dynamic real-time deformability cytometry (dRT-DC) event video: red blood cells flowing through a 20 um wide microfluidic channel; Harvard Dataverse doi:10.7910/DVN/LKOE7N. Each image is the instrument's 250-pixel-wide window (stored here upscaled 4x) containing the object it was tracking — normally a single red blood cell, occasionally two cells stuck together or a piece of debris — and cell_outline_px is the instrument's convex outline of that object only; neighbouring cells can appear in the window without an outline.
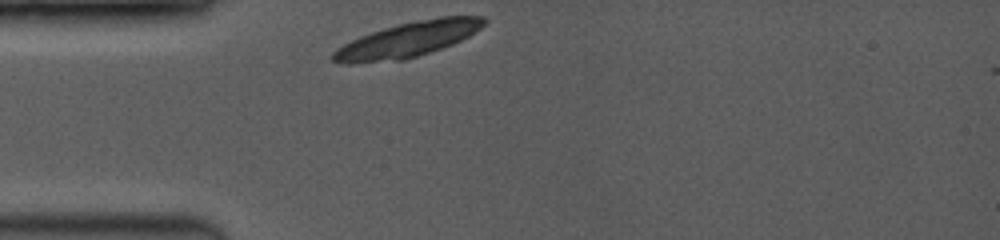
{"species": "common noctule bat (a hibernating species)", "species_latin": "Nyctalus noctula", "temperature_condition": "room temperature", "stored_images_in_passage": 3, "camera_frame_rate_fps": 3500, "um_per_image_px": 0.085, "animal": {"sex": "female", "body_mass_g": 19.0, "forearm_length_mm": 53.3}, "frame": {"image": 1, "passage_image": 1, "time_ms": 0.0, "image_size_px": [1000, 240], "cell_outline_px": [[488, 20], [480, 28], [468, 36], [452, 44], [404, 60], [348, 64], [344, 64], [332, 60], [328, 56], [336, 48], [360, 36], [384, 28], [400, 24], [440, 16], [484, 16]], "centroid_in_image_um": [34.62, 3.38], "position_along_channel_um": 50.4, "area_um2": 30.58}}